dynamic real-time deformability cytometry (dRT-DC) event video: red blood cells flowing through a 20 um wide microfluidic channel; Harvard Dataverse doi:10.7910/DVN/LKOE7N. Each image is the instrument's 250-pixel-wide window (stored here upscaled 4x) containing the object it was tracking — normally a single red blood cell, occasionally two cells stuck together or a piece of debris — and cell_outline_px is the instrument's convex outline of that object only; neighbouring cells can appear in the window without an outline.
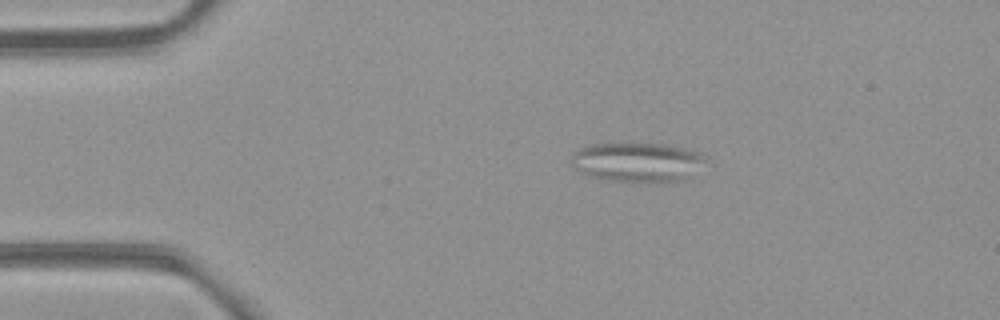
{"species": "common noctule bat (a hibernating species)", "species_latin": "Nyctalus noctula", "temperature_condition": "room temperature", "stored_images_in_passage": 8, "camera_frame_rate_fps": 3000, "um_per_image_px": 0.085, "animal": {"sex": "female", "body_mass_g": 21.9}, "frame": {"image": 1, "passage_image": 3, "time_ms": 0.667, "image_size_px": [1000, 320], "cell_outline_px": [[704, 160], [688, 176], [680, 180], [612, 180], [592, 176], [572, 168], [572, 152], [596, 144], [660, 144], [684, 148], [696, 152], [704, 156]], "centroid_in_image_um": [54.09, 13.75], "position_along_channel_um": 30.9, "area_um2": 29.25}}
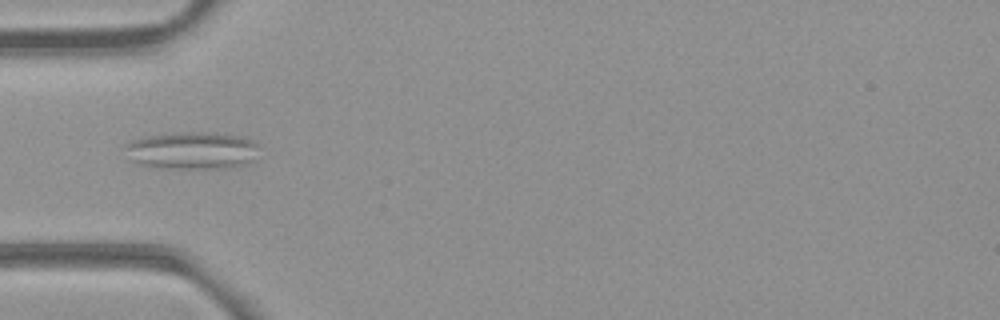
{"frame": {"image": 2, "passage_image": 4, "time_ms": 1.0, "image_size_px": [1000, 320], "cell_outline_px": [[256, 144], [252, 164], [232, 168], [152, 168], [128, 160], [124, 148], [132, 140], [148, 136], [172, 132], [200, 132], [236, 136], [252, 140]], "centroid_in_image_um": [16.26, 12.82], "position_along_channel_um": 68.7, "area_um2": 29.3}}
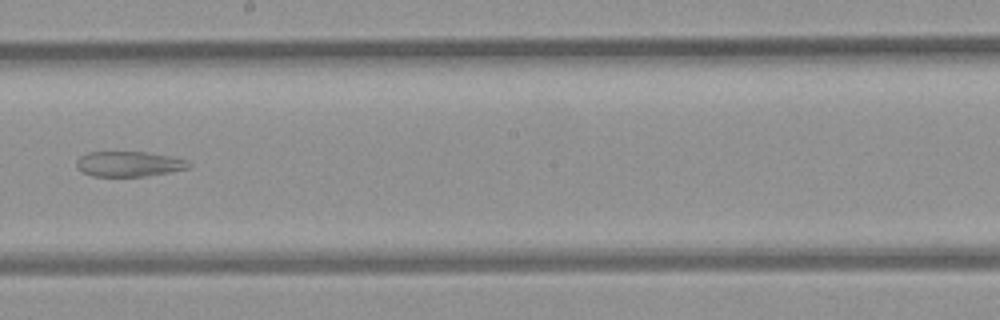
{"frame": {"image": 3, "passage_image": 8, "time_ms": 2.333, "image_size_px": [1000, 320], "cell_outline_px": [[192, 164], [188, 168], [168, 172], [144, 176], [92, 176], [80, 172], [76, 168], [76, 160], [80, 156], [88, 152], [148, 152], [172, 156], [184, 160]], "centroid_in_image_um": [10.9, 13.93], "position_along_channel_um": 237.3, "area_um2": 16.53}}